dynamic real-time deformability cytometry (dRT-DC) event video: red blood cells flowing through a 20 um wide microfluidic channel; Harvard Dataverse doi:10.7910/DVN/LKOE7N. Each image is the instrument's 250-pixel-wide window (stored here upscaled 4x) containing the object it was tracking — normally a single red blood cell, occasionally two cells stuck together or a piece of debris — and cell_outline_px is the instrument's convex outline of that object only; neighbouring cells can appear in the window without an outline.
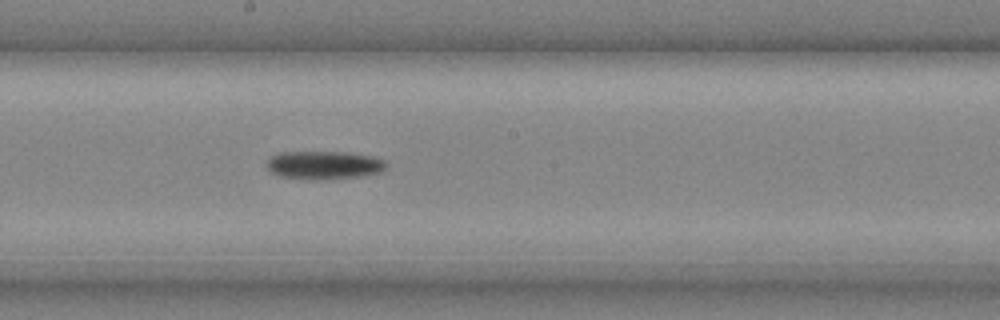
{"species": "common noctule bat (a hibernating species)", "species_latin": "Nyctalus noctula", "temperature_condition": "cold", "stored_images_in_passage": 22, "camera_frame_rate_fps": 3000, "um_per_image_px": 0.085, "animal": {"sex": "male", "body_mass_g": 20.4}, "frame": {"image": 1, "passage_image": 11, "time_ms": 3.333, "image_size_px": [1000, 320], "cell_outline_px": [[388, 164], [380, 172], [356, 176], [280, 176], [272, 172], [264, 164], [272, 156], [280, 152], [348, 152], [372, 156], [384, 160]], "centroid_in_image_um": [27.55, 13.95], "position_along_channel_um": 220.7, "area_um2": 18.38}}
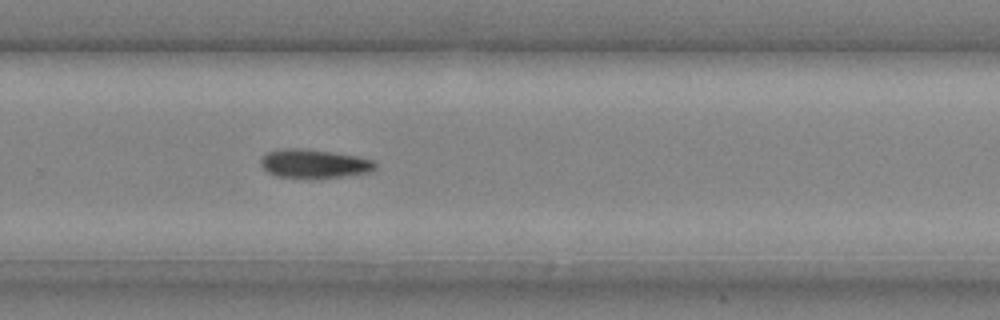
{"frame": {"image": 2, "passage_image": 15, "time_ms": 4.667, "image_size_px": [1000, 320], "cell_outline_px": [[376, 168], [372, 172], [340, 176], [276, 176], [268, 172], [260, 164], [260, 160], [268, 152], [280, 148], [300, 148], [332, 152], [360, 156], [376, 160]], "centroid_in_image_um": [26.75, 13.87], "position_along_channel_um": 303.0, "area_um2": 18.79}}
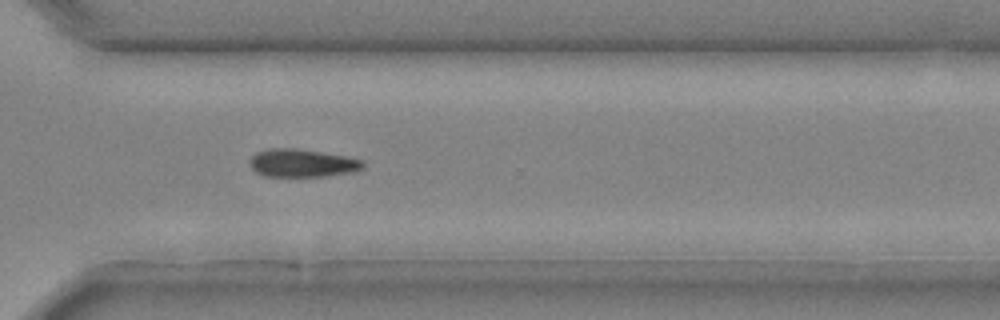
{"frame": {"image": 3, "passage_image": 17, "time_ms": 5.333, "image_size_px": [1000, 320], "cell_outline_px": [[364, 168], [352, 172], [324, 176], [264, 176], [256, 172], [252, 168], [248, 160], [256, 152], [268, 148], [296, 148], [344, 156], [364, 160]], "centroid_in_image_um": [25.66, 13.86], "position_along_channel_um": 344.9, "area_um2": 18.44}}